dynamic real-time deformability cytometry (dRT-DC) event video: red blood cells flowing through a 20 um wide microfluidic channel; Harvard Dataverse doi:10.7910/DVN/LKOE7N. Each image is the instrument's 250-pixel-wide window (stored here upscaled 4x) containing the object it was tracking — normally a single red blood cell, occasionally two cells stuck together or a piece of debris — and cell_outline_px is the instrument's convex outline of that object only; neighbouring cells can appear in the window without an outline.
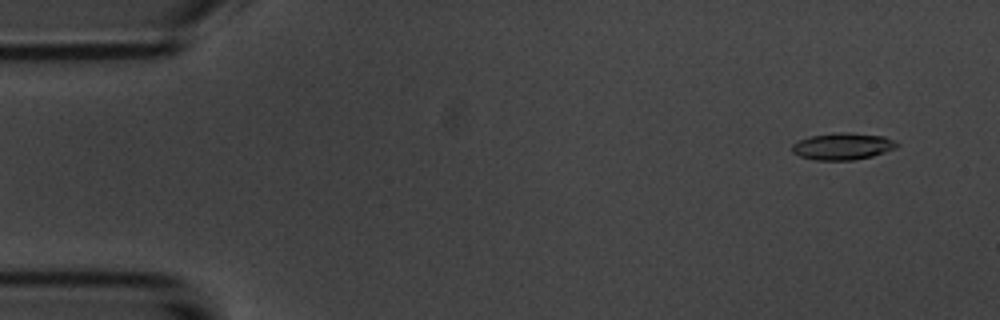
{"species": "common noctule bat (a hibernating species)", "species_latin": "Nyctalus noctula", "temperature_condition": "room temperature", "stored_images_in_passage": 4, "camera_frame_rate_fps": 3000, "um_per_image_px": 0.085, "animal": {"sex": "male", "body_mass_g": 20.1, "forearm_length_mm": 53.5}, "frame": {"image": 1, "passage_image": 1, "time_ms": 0.0, "image_size_px": [1000, 320], "cell_outline_px": [[900, 144], [896, 148], [872, 156], [852, 160], [816, 160], [800, 156], [792, 152], [792, 144], [808, 136], [840, 132], [848, 132], [884, 136], [896, 140]], "centroid_in_image_um": [71.65, 12.43], "position_along_channel_um": 13.4, "area_um2": 16.47}}